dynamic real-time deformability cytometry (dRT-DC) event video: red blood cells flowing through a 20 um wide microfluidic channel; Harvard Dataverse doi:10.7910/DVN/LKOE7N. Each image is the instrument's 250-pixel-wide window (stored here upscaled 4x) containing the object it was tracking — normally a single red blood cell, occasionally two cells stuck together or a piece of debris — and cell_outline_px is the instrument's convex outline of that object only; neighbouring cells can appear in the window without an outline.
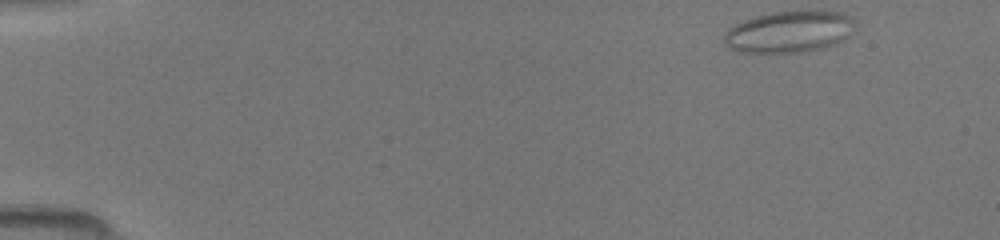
{"species": "common noctule bat (a hibernating species)", "species_latin": "Nyctalus noctula", "temperature_condition": "room temperature", "stored_images_in_passage": 46, "camera_frame_rate_fps": 3000, "um_per_image_px": 0.085, "animal": {"sex": "female", "body_mass_g": 19.5, "forearm_length_mm": 54.1}, "frame": {"image": 1, "passage_image": 1, "time_ms": 0.0, "image_size_px": [1000, 240], "cell_outline_px": [[848, 36], [832, 44], [820, 48], [796, 52], [740, 52], [732, 48], [724, 40], [724, 36], [736, 24], [760, 16], [776, 12], [840, 12], [848, 16]], "centroid_in_image_um": [67.01, 2.72], "position_along_channel_um": 18.0, "area_um2": 29.71}}
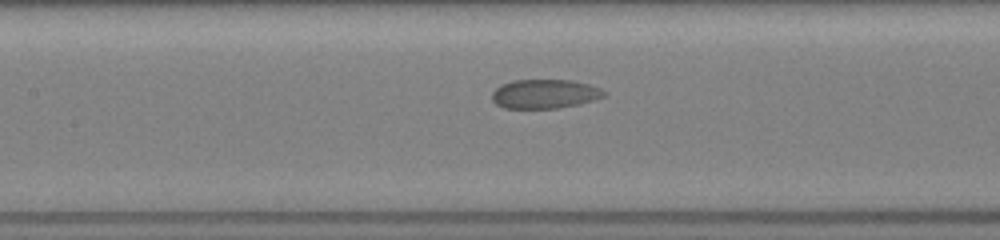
{"frame": {"image": 2, "passage_image": 20, "time_ms": 6.333, "image_size_px": [1000, 240], "cell_outline_px": [[604, 96], [580, 104], [556, 108], [504, 108], [496, 104], [492, 100], [492, 92], [500, 84], [512, 80], [572, 80], [588, 84], [600, 88], [604, 92]], "centroid_in_image_um": [46.25, 7.98], "position_along_channel_um": 161.1, "area_um2": 18.96}}
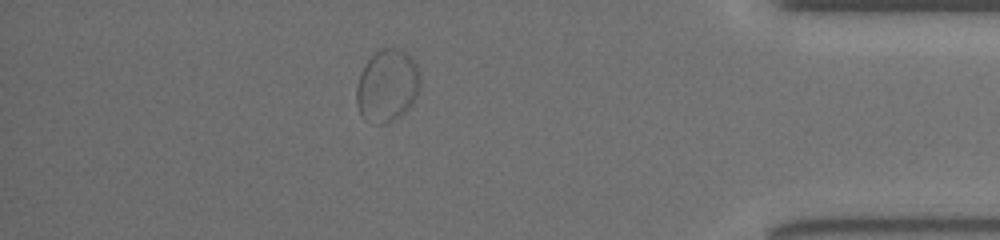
{"frame": {"image": 3, "passage_image": 40, "time_ms": 13.0, "image_size_px": [1000, 240], "cell_outline_px": [[420, 80], [416, 96], [412, 104], [400, 116], [384, 124], [372, 124], [364, 120], [360, 112], [356, 100], [356, 88], [360, 76], [368, 60], [380, 48], [396, 48], [412, 56], [416, 64]], "centroid_in_image_um": [32.9, 7.3], "position_along_channel_um": 402.3, "area_um2": 26.7}}